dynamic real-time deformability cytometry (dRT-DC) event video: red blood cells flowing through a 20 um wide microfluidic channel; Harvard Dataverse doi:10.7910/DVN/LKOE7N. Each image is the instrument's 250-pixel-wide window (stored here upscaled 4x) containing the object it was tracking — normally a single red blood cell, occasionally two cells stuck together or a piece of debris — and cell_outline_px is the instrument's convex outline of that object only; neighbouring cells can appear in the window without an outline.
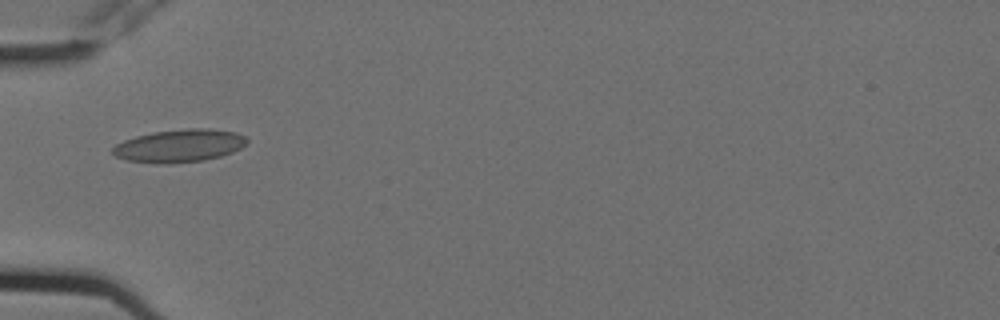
{"species": "Egyptian fruit bat (a non-hibernating species)", "species_latin": "Rousettus aegyptiacus", "temperature_condition": "cold", "stored_images_in_passage": 2, "camera_frame_rate_fps": 3000, "um_per_image_px": 0.085, "animal": {"sex": "female"}, "frame": {"image": 1, "passage_image": 2, "time_ms": 0.333, "image_size_px": [1000, 320], "cell_outline_px": [[248, 140], [240, 148], [232, 152], [220, 156], [204, 160], [172, 164], [156, 164], [128, 160], [116, 156], [112, 152], [112, 148], [116, 144], [124, 140], [136, 136], [152, 132], [188, 128], [208, 128], [236, 132], [244, 136]], "centroid_in_image_um": [15.23, 12.39], "position_along_channel_um": 69.8, "area_um2": 25.72}}